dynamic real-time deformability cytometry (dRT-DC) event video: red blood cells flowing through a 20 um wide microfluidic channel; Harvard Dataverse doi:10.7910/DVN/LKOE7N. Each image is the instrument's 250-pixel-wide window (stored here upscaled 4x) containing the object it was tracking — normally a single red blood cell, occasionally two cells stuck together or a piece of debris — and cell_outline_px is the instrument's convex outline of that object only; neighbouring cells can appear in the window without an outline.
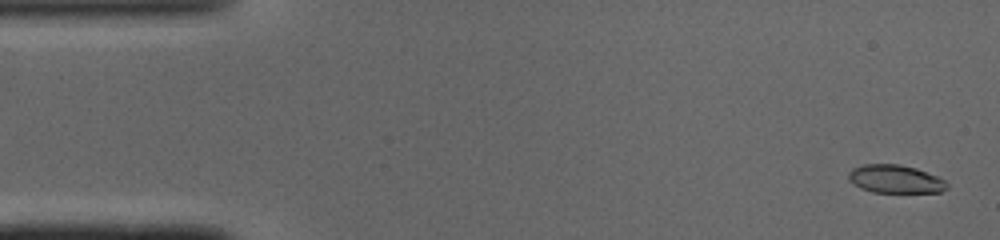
{"species": "common noctule bat (a hibernating species)", "species_latin": "Nyctalus noctula", "temperature_condition": "cold", "stored_images_in_passage": 15, "camera_frame_rate_fps": 3000, "um_per_image_px": 0.085, "animal": {"sex": "male", "body_mass_g": 19.0, "forearm_length_mm": 50.8}, "frame": {"image": 1, "passage_image": 2, "time_ms": 0.333, "image_size_px": [1000, 240], "cell_outline_px": [[948, 188], [940, 192], [872, 192], [860, 188], [848, 180], [848, 172], [852, 168], [864, 164], [900, 164], [916, 168], [936, 176], [944, 180], [948, 184]], "centroid_in_image_um": [76.07, 15.21], "position_along_channel_um": 8.9, "area_um2": 16.18}}
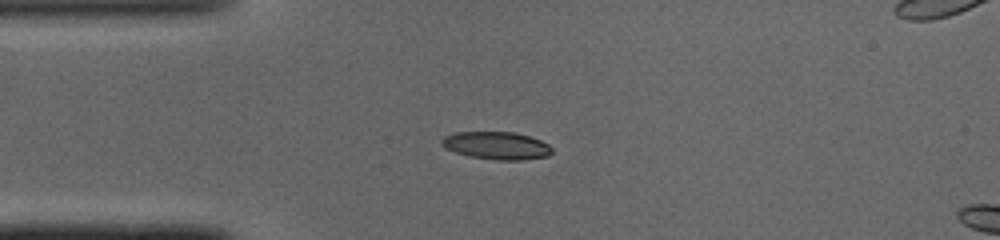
{"frame": {"image": 2, "passage_image": 12, "time_ms": 3.667, "image_size_px": [1000, 240], "cell_outline_px": [[552, 152], [548, 156], [524, 160], [496, 160], [468, 156], [444, 148], [440, 144], [440, 140], [444, 136], [456, 132], [512, 132], [528, 136], [540, 140], [548, 144], [552, 148]], "centroid_in_image_um": [42.18, 12.38], "position_along_channel_um": 42.8, "area_um2": 17.86}}